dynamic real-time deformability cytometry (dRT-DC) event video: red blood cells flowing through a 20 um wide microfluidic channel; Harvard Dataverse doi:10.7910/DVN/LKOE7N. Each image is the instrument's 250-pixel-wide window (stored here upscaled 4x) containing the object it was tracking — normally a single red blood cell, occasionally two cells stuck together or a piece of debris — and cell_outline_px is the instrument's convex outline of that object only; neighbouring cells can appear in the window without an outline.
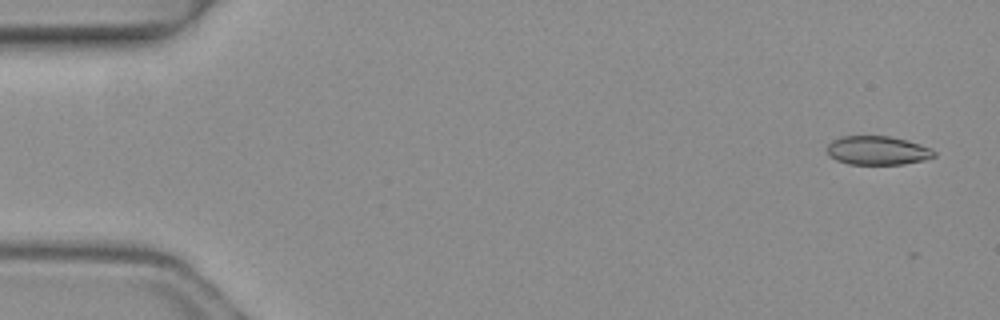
{"species": "common noctule bat (a hibernating species)", "species_latin": "Nyctalus noctula", "temperature_condition": "warm", "stored_images_in_passage": 4, "camera_frame_rate_fps": 3000, "um_per_image_px": 0.085, "animal": {"sex": "female", "body_mass_g": 19.3, "forearm_length_mm": 54.1}, "frame": {"image": 1, "passage_image": 1, "time_ms": 0.0, "image_size_px": [1000, 320], "cell_outline_px": [[936, 156], [924, 160], [904, 164], [848, 164], [836, 160], [828, 156], [828, 144], [832, 140], [840, 136], [888, 136], [908, 140], [932, 148], [936, 152]], "centroid_in_image_um": [74.6, 12.79], "position_along_channel_um": 10.4, "area_um2": 18.15}}
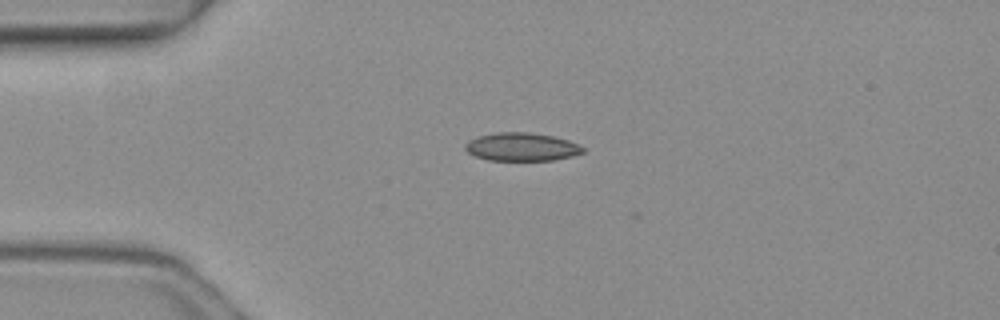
{"frame": {"image": 2, "passage_image": 3, "time_ms": 0.667, "image_size_px": [1000, 320], "cell_outline_px": [[584, 152], [572, 156], [552, 160], [488, 160], [476, 156], [468, 152], [464, 148], [464, 144], [468, 140], [480, 136], [496, 132], [528, 132], [552, 136], [568, 140], [584, 148]], "centroid_in_image_um": [44.31, 12.48], "position_along_channel_um": 40.7, "area_um2": 19.19}}